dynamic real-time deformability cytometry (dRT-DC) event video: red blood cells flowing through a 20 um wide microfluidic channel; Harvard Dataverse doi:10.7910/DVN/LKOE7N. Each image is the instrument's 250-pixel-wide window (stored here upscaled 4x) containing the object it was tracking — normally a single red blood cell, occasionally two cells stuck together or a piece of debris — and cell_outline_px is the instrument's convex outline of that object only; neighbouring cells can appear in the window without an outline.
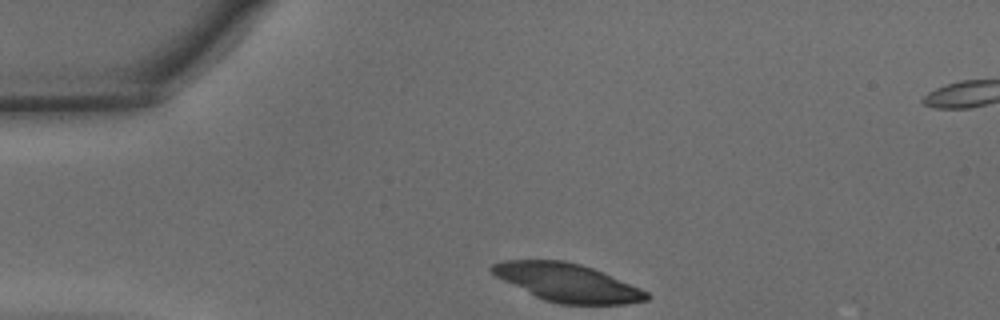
{"species": "common noctule bat (a hibernating species)", "species_latin": "Nyctalus noctula", "temperature_condition": "warm", "stored_images_in_passage": 28, "camera_frame_rate_fps": 3000, "um_per_image_px": 0.085, "animal": {"sex": "male", "body_mass_g": 15.6}, "frame": {"image": 1, "passage_image": 1, "time_ms": 0.0, "image_size_px": [1000, 320], "cell_outline_px": [[652, 296], [648, 300], [624, 304], [560, 304], [544, 300], [496, 276], [488, 268], [492, 264], [504, 260], [564, 260], [580, 264], [604, 272], [640, 288], [648, 292]], "centroid_in_image_um": [48.26, 24.01], "position_along_channel_um": 36.7, "area_um2": 34.1}}